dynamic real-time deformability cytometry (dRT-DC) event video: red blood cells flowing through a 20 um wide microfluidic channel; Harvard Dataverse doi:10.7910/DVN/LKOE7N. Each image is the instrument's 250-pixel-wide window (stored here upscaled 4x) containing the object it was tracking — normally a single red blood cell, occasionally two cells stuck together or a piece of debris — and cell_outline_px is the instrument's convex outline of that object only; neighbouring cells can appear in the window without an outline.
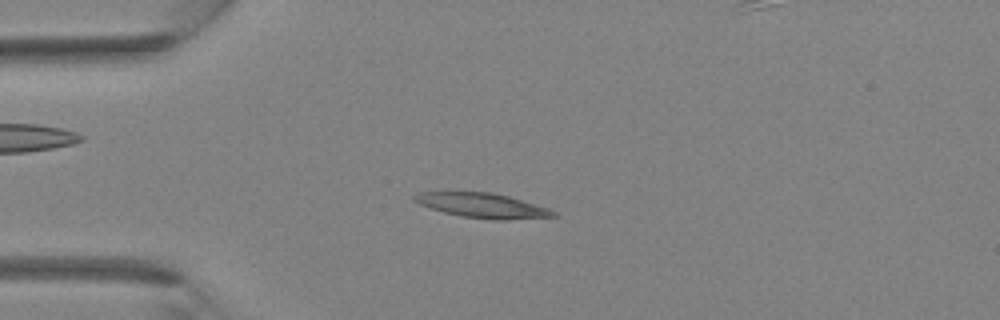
{"species": "Egyptian fruit bat (a non-hibernating species)", "species_latin": "Rousettus aegyptiacus", "temperature_condition": "room temperature", "stored_images_in_passage": 37, "camera_frame_rate_fps": 3000, "um_per_image_px": 0.085, "animal": {"sex": "female"}, "frame": {"image": 1, "passage_image": 9, "time_ms": 2.667, "image_size_px": [1000, 320], "cell_outline_px": [[556, 216], [504, 220], [492, 220], [460, 216], [444, 212], [420, 204], [412, 200], [412, 196], [416, 192], [492, 192], [508, 196], [548, 208], [556, 212]], "centroid_in_image_um": [40.97, 17.46], "position_along_channel_um": 44.0, "area_um2": 19.88}}
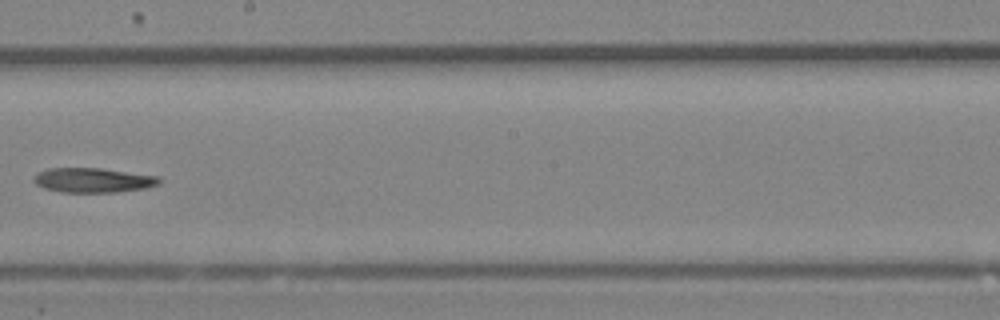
{"frame": {"image": 2, "passage_image": 21, "time_ms": 6.667, "image_size_px": [1000, 320], "cell_outline_px": [[160, 184], [144, 188], [116, 192], [60, 192], [44, 188], [36, 184], [32, 180], [40, 172], [48, 168], [100, 168], [160, 176]], "centroid_in_image_um": [7.93, 15.31], "position_along_channel_um": 240.3, "area_um2": 17.92}}
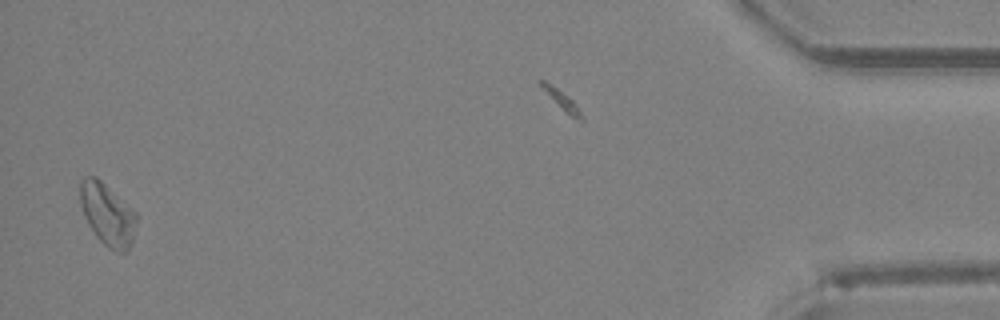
{"frame": {"image": 3, "passage_image": 36, "time_ms": 11.667, "image_size_px": [1000, 320], "cell_outline_px": [[136, 220], [132, 240], [128, 248], [124, 252], [116, 252], [108, 248], [96, 236], [88, 224], [84, 216], [80, 204], [80, 180], [84, 176], [96, 176], [136, 212]], "centroid_in_image_um": [9.1, 18.21], "position_along_channel_um": 426.1, "area_um2": 20.17}}